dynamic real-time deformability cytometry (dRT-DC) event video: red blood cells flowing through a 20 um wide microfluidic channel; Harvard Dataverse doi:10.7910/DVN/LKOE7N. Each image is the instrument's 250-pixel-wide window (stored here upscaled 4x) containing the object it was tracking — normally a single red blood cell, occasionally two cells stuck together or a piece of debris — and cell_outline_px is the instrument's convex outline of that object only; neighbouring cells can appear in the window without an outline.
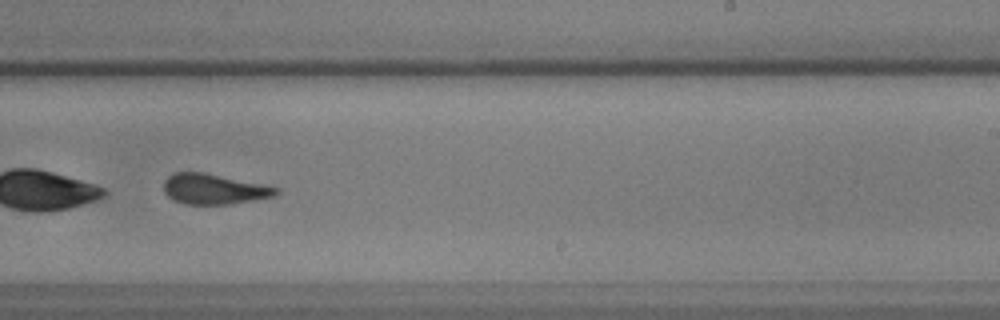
{"species": "common noctule bat (a hibernating species)", "species_latin": "Nyctalus noctula", "temperature_condition": "warm", "stored_images_in_passage": 56, "camera_frame_rate_fps": 3000, "um_per_image_px": 0.085, "animal": {"sex": "male", "body_mass_g": 17.9, "forearm_length_mm": 54.2}, "frame": {"image": 1, "passage_image": 36, "time_ms": 11.667, "image_size_px": [1000, 320], "cell_outline_px": [[280, 192], [276, 196], [228, 204], [184, 204], [172, 200], [164, 192], [164, 180], [172, 172], [204, 172], [264, 184], [280, 188]], "centroid_in_image_um": [18.18, 16.06], "position_along_channel_um": 270.8, "area_um2": 20.06}}